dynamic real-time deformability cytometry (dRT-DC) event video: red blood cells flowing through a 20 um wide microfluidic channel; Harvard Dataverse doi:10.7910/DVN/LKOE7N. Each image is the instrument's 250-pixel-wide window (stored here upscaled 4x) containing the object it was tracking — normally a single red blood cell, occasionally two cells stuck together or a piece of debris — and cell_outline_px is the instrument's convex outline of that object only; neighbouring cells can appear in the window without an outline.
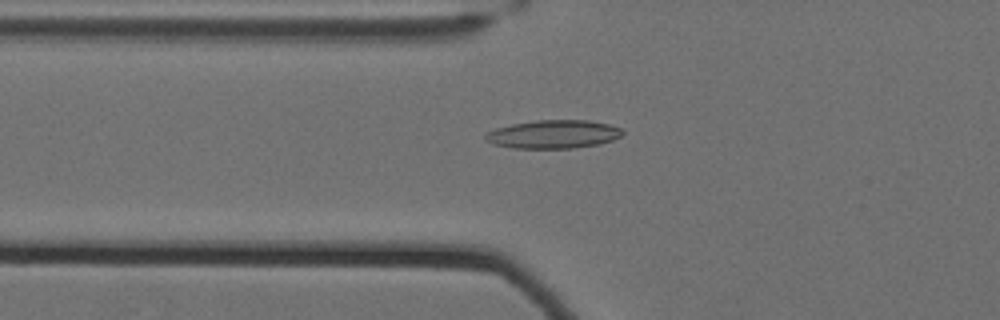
{"species": "Egyptian fruit bat (a non-hibernating species)", "species_latin": "Rousettus aegyptiacus", "temperature_condition": "cold", "stored_images_in_passage": 61, "camera_frame_rate_fps": 3000, "um_per_image_px": 0.085, "animal": {"sex": "female"}, "frame": {"image": 1, "passage_image": 25, "time_ms": 8.0, "image_size_px": [1000, 320], "cell_outline_px": [[624, 132], [620, 136], [612, 140], [600, 144], [572, 148], [512, 148], [492, 144], [484, 140], [484, 136], [488, 132], [496, 128], [512, 124], [536, 120], [588, 120], [608, 124], [620, 128]], "centroid_in_image_um": [47.01, 11.41], "position_along_channel_um": 78.8, "area_um2": 22.66}}
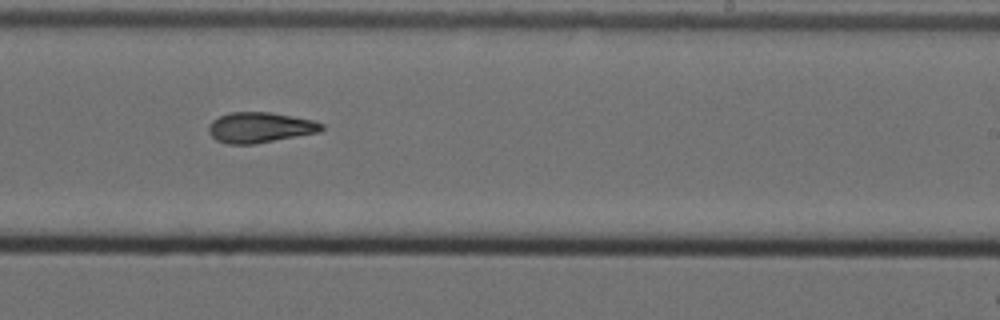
{"frame": {"image": 2, "passage_image": 41, "time_ms": 13.333, "image_size_px": [1000, 320], "cell_outline_px": [[324, 128], [320, 132], [256, 144], [228, 144], [216, 140], [208, 132], [208, 128], [212, 120], [228, 112], [268, 112], [312, 120], [324, 124]], "centroid_in_image_um": [22.09, 10.84], "position_along_channel_um": 266.9, "area_um2": 20.06}}
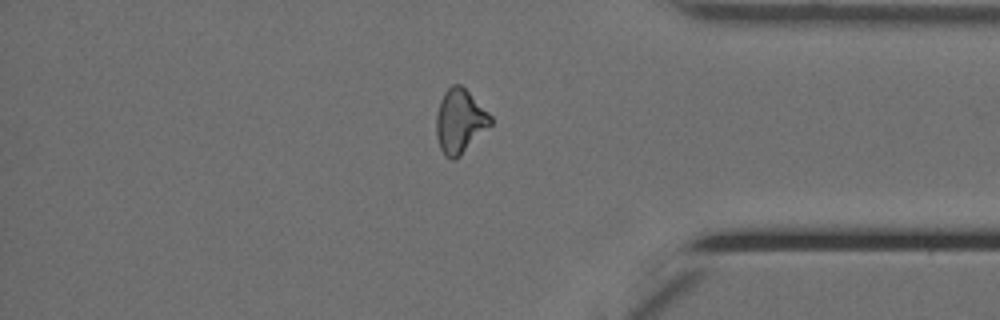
{"frame": {"image": 3, "passage_image": 53, "time_ms": 17.333, "image_size_px": [1000, 320], "cell_outline_px": [[492, 124], [456, 160], [452, 160], [444, 156], [440, 148], [436, 136], [436, 116], [440, 100], [444, 92], [452, 84], [460, 84], [492, 116]], "centroid_in_image_um": [39.07, 10.33], "position_along_channel_um": 396.1, "area_um2": 20.23}, "authors_computed_cell_mechanics": {"area_um2": 20.23, "velocity_mm_per_s": 3.5185, "shape_relaxation_time_tau1_ms": null, "shape_relaxation_time_tau2_ms": 4.7106, "deformation_change_tau1": null, "deformation_change_tau2": 0.1366}}